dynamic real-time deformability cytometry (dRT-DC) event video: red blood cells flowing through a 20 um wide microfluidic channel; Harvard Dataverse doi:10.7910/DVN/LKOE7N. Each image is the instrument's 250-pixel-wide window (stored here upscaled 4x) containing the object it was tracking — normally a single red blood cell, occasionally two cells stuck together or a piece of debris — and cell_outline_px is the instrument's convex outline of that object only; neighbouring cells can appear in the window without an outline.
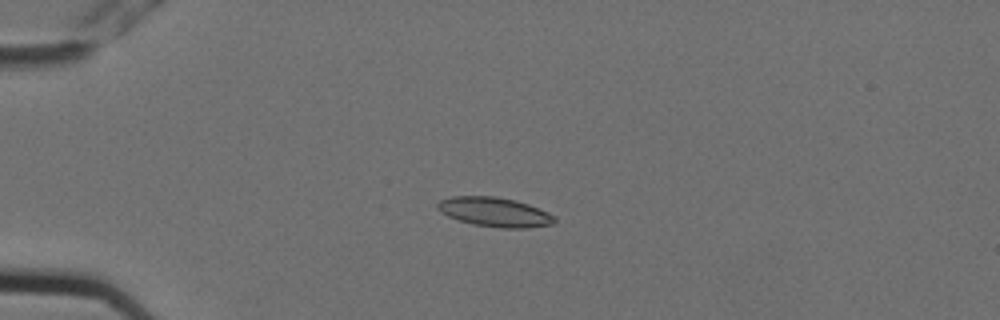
{"species": "Egyptian fruit bat (a non-hibernating species)", "species_latin": "Rousettus aegyptiacus", "temperature_condition": "cold", "stored_images_in_passage": 4, "camera_frame_rate_fps": 3000, "um_per_image_px": 0.085, "animal": {"sex": "female"}, "frame": {"image": 1, "passage_image": 3, "time_ms": 0.667, "image_size_px": [1000, 320], "cell_outline_px": [[556, 224], [528, 228], [500, 228], [472, 224], [448, 216], [440, 212], [436, 208], [436, 204], [440, 200], [452, 196], [496, 196], [516, 200], [528, 204], [548, 212], [556, 216]], "centroid_in_image_um": [42.07, 18.02], "position_along_channel_um": 42.9, "area_um2": 20.29}}